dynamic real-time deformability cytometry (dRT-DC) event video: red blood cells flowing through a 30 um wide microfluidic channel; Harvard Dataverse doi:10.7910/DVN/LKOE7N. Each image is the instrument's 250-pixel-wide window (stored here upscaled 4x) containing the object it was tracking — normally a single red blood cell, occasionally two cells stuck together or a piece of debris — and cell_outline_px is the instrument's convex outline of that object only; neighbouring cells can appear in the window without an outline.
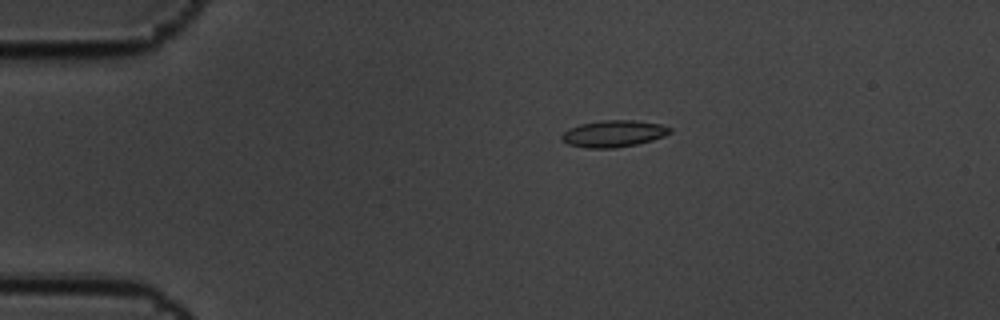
{"species": "common noctule bat (a hibernating species)", "species_latin": "Nyctalus noctula", "temperature_condition": "cold", "stored_images_in_passage": 6, "camera_frame_rate_fps": 3000, "um_per_image_px": 0.085, "animal": {"sex": "male", "body_mass_g": 19.5, "forearm_length_mm": 54.6}, "frame": {"image": 1, "passage_image": 4, "time_ms": 1.0, "image_size_px": [1000, 320], "cell_outline_px": [[672, 132], [664, 136], [652, 140], [636, 144], [612, 148], [588, 148], [568, 144], [560, 140], [560, 136], [568, 128], [580, 124], [604, 120], [636, 120], [660, 124], [672, 128]], "centroid_in_image_um": [52.14, 11.35], "position_along_channel_um": 32.9, "area_um2": 16.88}}
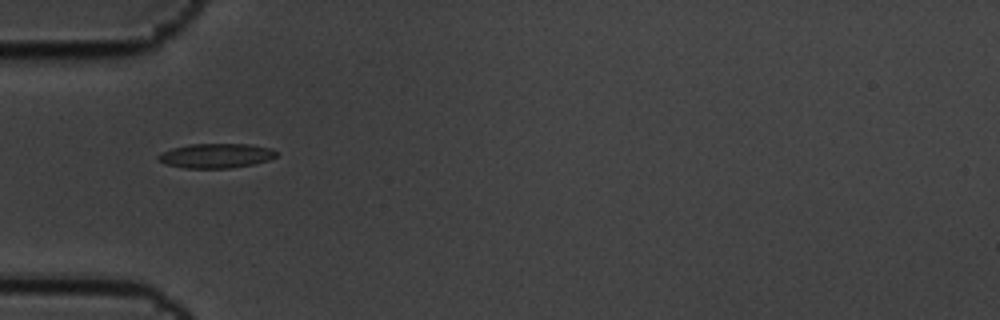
{"frame": {"image": 2, "passage_image": 6, "time_ms": 1.667, "image_size_px": [1000, 320], "cell_outline_px": [[276, 156], [268, 160], [252, 164], [232, 168], [184, 168], [164, 164], [156, 160], [156, 156], [160, 152], [172, 148], [188, 144], [248, 144], [272, 148], [276, 152]], "centroid_in_image_um": [18.29, 13.23], "position_along_channel_um": 66.7, "area_um2": 17.05}}